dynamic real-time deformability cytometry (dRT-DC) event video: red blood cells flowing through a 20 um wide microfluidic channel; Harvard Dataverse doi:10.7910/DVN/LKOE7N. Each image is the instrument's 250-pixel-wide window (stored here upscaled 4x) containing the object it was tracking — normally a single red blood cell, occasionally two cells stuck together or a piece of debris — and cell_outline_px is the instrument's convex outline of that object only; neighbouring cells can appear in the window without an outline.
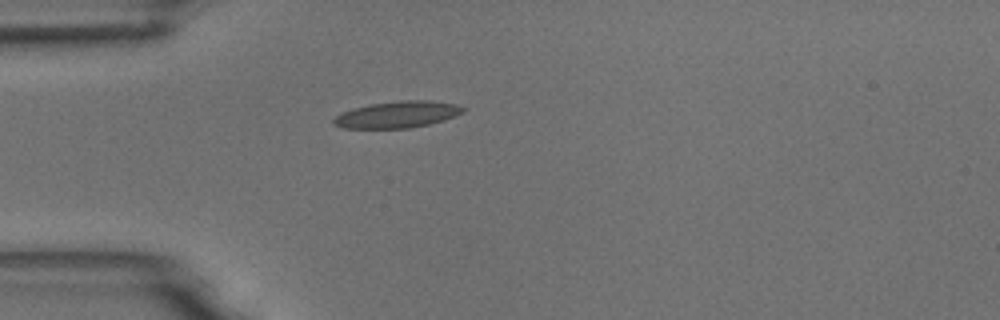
{"species": "common noctule bat (a hibernating species)", "species_latin": "Nyctalus noctula", "temperature_condition": "room temperature", "stored_images_in_passage": 1, "camera_frame_rate_fps": 3000, "um_per_image_px": 0.085, "animal": {"sex": "male", "body_mass_g": 18.8}, "frame": {"image": 1, "passage_image": 1, "time_ms": 0.0, "image_size_px": [1000, 320], "cell_outline_px": [[468, 108], [464, 112], [444, 120], [428, 124], [408, 128], [344, 128], [332, 124], [332, 120], [340, 112], [352, 108], [372, 104], [400, 100], [428, 100], [456, 104]], "centroid_in_image_um": [33.77, 9.73], "position_along_channel_um": 51.2, "area_um2": 20.11}}